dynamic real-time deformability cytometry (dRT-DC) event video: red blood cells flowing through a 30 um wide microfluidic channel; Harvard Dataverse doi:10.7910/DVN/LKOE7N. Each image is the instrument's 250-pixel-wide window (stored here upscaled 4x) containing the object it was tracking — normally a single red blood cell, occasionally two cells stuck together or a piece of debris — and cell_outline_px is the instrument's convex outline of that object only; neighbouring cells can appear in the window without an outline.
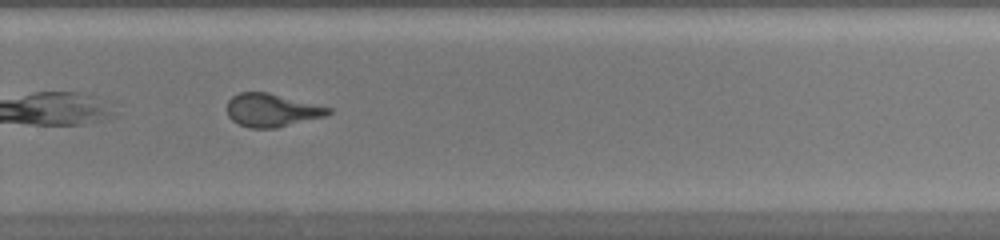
{"species": "common noctule bat (a hibernating species)", "species_latin": "Nyctalus noctula", "temperature_condition": "warm", "stored_images_in_passage": 32, "camera_frame_rate_fps": 3000, "um_per_image_px": 0.085, "animal": {"sex": "female", "body_mass_g": 20.0, "forearm_length_mm": 54.0}, "frame": {"image": 1, "passage_image": 18, "time_ms": 5.667, "image_size_px": [1000, 240], "cell_outline_px": [[332, 112], [324, 116], [276, 128], [252, 128], [240, 124], [232, 120], [228, 116], [228, 100], [232, 96], [240, 92], [268, 92], [332, 108]], "centroid_in_image_um": [23.09, 9.36], "position_along_channel_um": 306.7, "area_um2": 19.36}, "authors_computed_cell_mechanics": {"area_um2": 19.8832, "velocity_mm_per_s": 4.1092, "shape_relaxation_time_tau1_ms": 4.7504, "shape_relaxation_time_tau2_ms": 1.4013, "deformation_change_tau1": 0.146, "deformation_change_tau2": 0.0865}}